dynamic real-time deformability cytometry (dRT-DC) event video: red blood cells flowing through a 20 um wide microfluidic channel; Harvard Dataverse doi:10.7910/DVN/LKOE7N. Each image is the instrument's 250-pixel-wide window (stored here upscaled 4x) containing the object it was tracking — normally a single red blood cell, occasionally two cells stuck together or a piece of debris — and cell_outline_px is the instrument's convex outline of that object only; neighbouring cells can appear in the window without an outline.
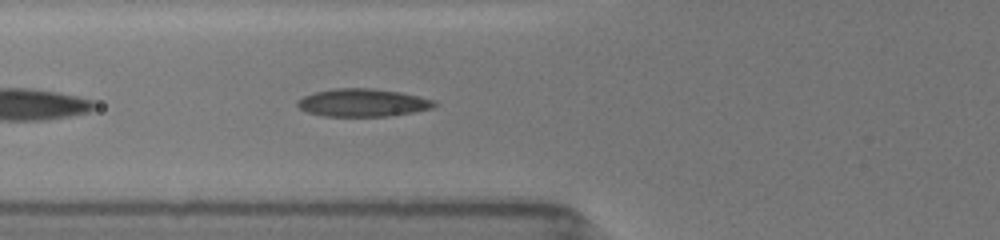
{"species": "common noctule bat (a hibernating species)", "species_latin": "Nyctalus noctula", "temperature_condition": "room temperature", "stored_images_in_passage": 32, "camera_frame_rate_fps": 3000, "um_per_image_px": 0.085, "animal": {"sex": "female", "body_mass_g": 19.5, "forearm_length_mm": 54.1}, "frame": {"image": 1, "passage_image": 5, "time_ms": 1.333, "image_size_px": [1000, 240], "cell_outline_px": [[436, 104], [432, 108], [412, 112], [388, 116], [324, 116], [308, 112], [300, 108], [296, 104], [296, 100], [304, 96], [316, 92], [336, 88], [372, 88], [400, 92], [432, 100]], "centroid_in_image_um": [30.79, 8.73], "position_along_channel_um": 95.0, "area_um2": 21.91}, "authors_computed_cell_mechanics": {"area_um2": 21.8484, "velocity_mm_per_s": 3.9698, "shape_relaxation_time_tau1_ms": 6.039, "shape_relaxation_time_tau2_ms": 2.7207, "deformation_change_tau1": 0.1721, "deformation_change_tau2": 0.0918}}